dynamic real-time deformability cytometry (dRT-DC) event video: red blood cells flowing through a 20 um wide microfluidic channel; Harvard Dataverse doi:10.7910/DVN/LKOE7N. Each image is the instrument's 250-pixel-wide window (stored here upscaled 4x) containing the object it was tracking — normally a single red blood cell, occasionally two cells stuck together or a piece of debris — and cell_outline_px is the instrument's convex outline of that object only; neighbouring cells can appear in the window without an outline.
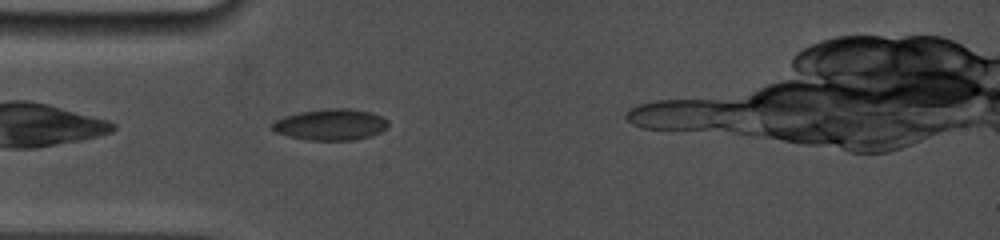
{"species": "common noctule bat (a hibernating species)", "species_latin": "Nyctalus noctula", "temperature_condition": "cold", "stored_images_in_passage": 30, "camera_frame_rate_fps": 5000, "um_per_image_px": 0.085, "animal": {"sex": "female", "body_mass_g": 19.0, "forearm_length_mm": 53.3}, "frame": {"image": 1, "passage_image": 3, "time_ms": 0.8, "image_size_px": [1000, 240], "cell_outline_px": [[388, 128], [372, 136], [356, 140], [308, 140], [288, 136], [276, 132], [268, 124], [284, 116], [300, 112], [328, 108], [348, 108], [372, 112], [388, 120]], "centroid_in_image_um": [28.12, 10.59], "position_along_channel_um": 56.9, "area_um2": 21.33}}
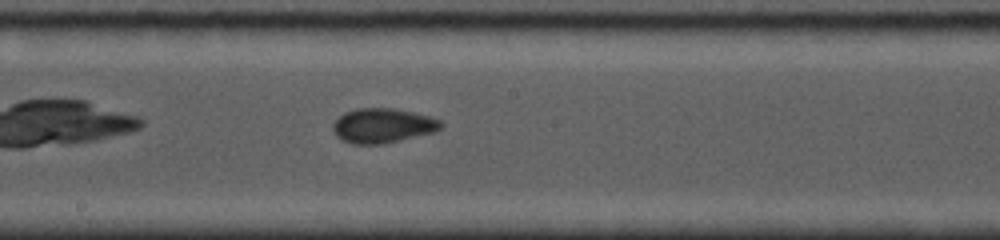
{"frame": {"image": 2, "passage_image": 14, "time_ms": 5.0, "image_size_px": [1000, 240], "cell_outline_px": [[444, 124], [440, 128], [432, 132], [400, 140], [380, 144], [352, 144], [340, 140], [336, 136], [332, 128], [332, 124], [344, 112], [356, 108], [392, 108], [412, 112], [428, 116], [440, 120]], "centroid_in_image_um": [32.47, 10.68], "position_along_channel_um": 215.7, "area_um2": 21.68}}
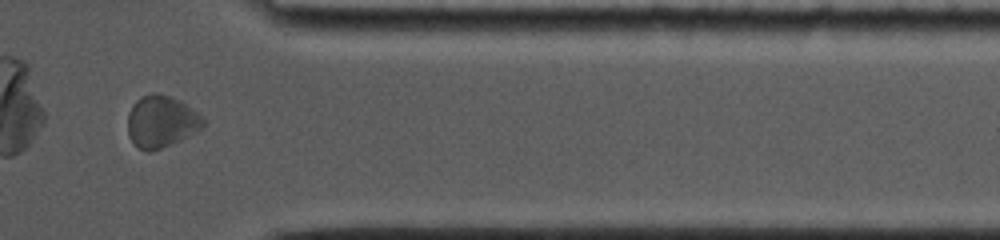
{"frame": {"image": 3, "passage_image": 27, "time_ms": 9.8, "image_size_px": [1000, 240], "cell_outline_px": [[204, 128], [172, 144], [152, 152], [144, 152], [132, 144], [128, 136], [128, 112], [132, 104], [140, 96], [152, 92], [156, 92], [180, 100], [192, 108], [204, 120]], "centroid_in_image_um": [13.67, 10.35], "position_along_channel_um": 397.7, "area_um2": 23.24}}